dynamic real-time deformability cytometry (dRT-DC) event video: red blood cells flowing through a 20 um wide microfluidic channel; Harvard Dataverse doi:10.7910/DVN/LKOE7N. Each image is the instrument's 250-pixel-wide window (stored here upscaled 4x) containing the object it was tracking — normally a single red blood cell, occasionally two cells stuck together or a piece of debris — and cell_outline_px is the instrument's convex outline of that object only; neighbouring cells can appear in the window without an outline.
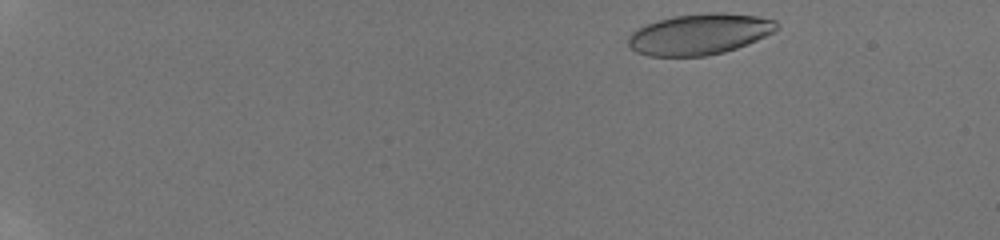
{"species": "human", "species_latin": "Homo sapiens", "temperature_condition": "room temperature", "stored_images_in_passage": 17, "camera_frame_rate_fps": 3000, "um_per_image_px": 0.085, "donor": {"sex": "male"}, "frame": {"image": 1, "passage_image": 2, "time_ms": 0.333, "image_size_px": [1000, 240], "cell_outline_px": [[776, 32], [748, 44], [724, 52], [704, 56], [648, 56], [636, 52], [628, 44], [628, 36], [636, 28], [644, 24], [672, 16], [708, 12], [724, 12], [756, 16], [776, 20]], "centroid_in_image_um": [59.44, 2.9], "position_along_channel_um": 25.6, "area_um2": 35.66}}
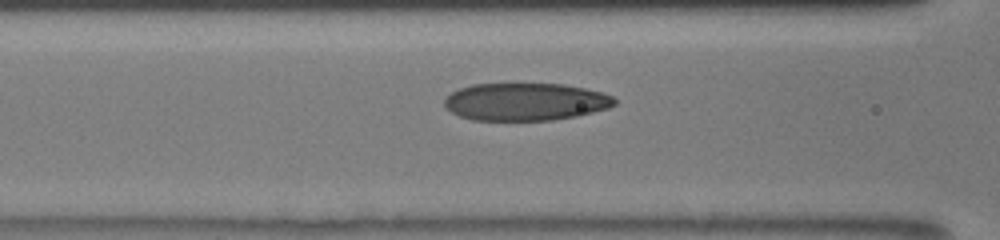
{"frame": {"image": 2, "passage_image": 13, "time_ms": 6.333, "image_size_px": [1000, 240], "cell_outline_px": [[616, 104], [608, 108], [576, 116], [552, 120], [472, 120], [460, 116], [444, 108], [444, 100], [452, 92], [460, 88], [472, 84], [564, 84], [604, 92], [612, 96], [616, 100]], "centroid_in_image_um": [44.66, 8.65], "position_along_channel_um": 121.9, "area_um2": 37.28}}
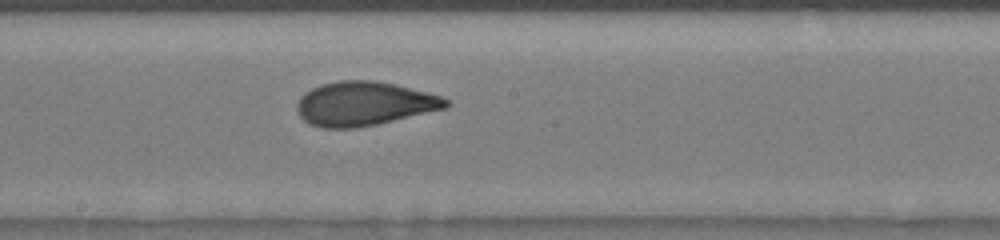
{"frame": {"image": 3, "passage_image": 17, "time_ms": 8.667, "image_size_px": [1000, 240], "cell_outline_px": [[452, 104], [444, 108], [376, 124], [356, 128], [320, 128], [308, 124], [300, 116], [296, 108], [296, 104], [300, 96], [304, 92], [320, 84], [340, 80], [376, 80], [396, 84], [428, 92], [440, 96], [448, 100]], "centroid_in_image_um": [30.9, 8.8], "position_along_channel_um": 217.3, "area_um2": 38.32}}